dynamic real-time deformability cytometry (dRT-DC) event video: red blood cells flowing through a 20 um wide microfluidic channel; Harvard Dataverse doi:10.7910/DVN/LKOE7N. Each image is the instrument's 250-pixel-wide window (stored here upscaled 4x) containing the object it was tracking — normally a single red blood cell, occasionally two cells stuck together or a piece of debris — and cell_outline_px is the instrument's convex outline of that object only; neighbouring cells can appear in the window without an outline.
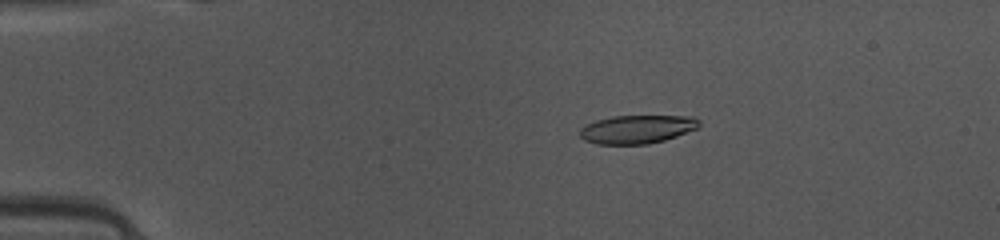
{"species": "common noctule bat (a hibernating species)", "species_latin": "Nyctalus noctula", "temperature_condition": "warm", "stored_images_in_passage": 49, "camera_frame_rate_fps": 3000, "um_per_image_px": 0.085, "animal": {"sex": "female", "body_mass_g": 10.0, "forearm_length_mm": 53.1}, "frame": {"image": 1, "passage_image": 10, "time_ms": 3.0, "image_size_px": [1000, 240], "cell_outline_px": [[700, 124], [696, 128], [676, 136], [664, 140], [648, 144], [596, 144], [584, 140], [580, 136], [580, 128], [596, 120], [612, 116], [692, 116], [700, 120]], "centroid_in_image_um": [54.13, 10.98], "position_along_channel_um": 30.9, "area_um2": 19.65}}
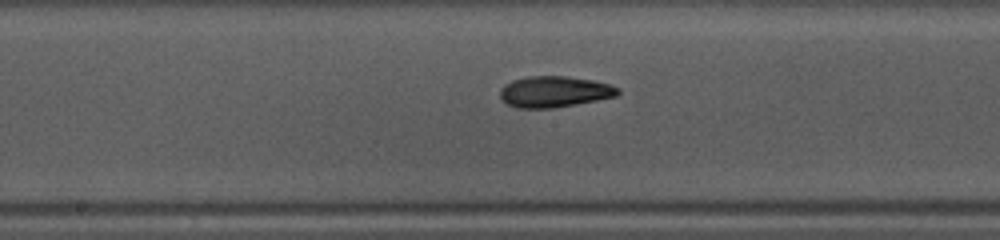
{"frame": {"image": 2, "passage_image": 26, "time_ms": 8.333, "image_size_px": [1000, 240], "cell_outline_px": [[620, 92], [616, 96], [576, 104], [552, 108], [516, 108], [500, 100], [500, 88], [504, 84], [512, 80], [528, 76], [568, 76], [592, 80], [608, 84], [620, 88]], "centroid_in_image_um": [47.08, 7.79], "position_along_channel_um": 201.1, "area_um2": 21.44}}
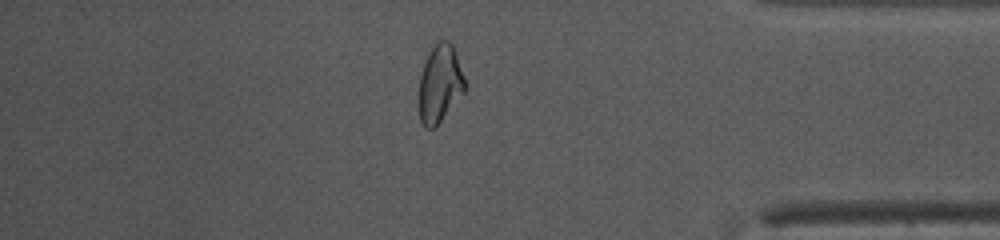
{"frame": {"image": 3, "passage_image": 42, "time_ms": 13.667, "image_size_px": [1000, 240], "cell_outline_px": [[468, 84], [464, 92], [436, 128], [424, 128], [420, 120], [416, 100], [420, 76], [428, 52], [436, 40], [448, 40], [452, 44]], "centroid_in_image_um": [37.37, 7.14], "position_along_channel_um": 397.8, "area_um2": 21.68}, "authors_computed_cell_mechanics": {"area_um2": 20.7502, "velocity_mm_per_s": 4.128, "shape_relaxation_time_tau1_ms": 8.6773, "shape_relaxation_time_tau2_ms": 6.2293, "deformation_change_tau1": 0.2389, "deformation_change_tau2": 0.1032}}